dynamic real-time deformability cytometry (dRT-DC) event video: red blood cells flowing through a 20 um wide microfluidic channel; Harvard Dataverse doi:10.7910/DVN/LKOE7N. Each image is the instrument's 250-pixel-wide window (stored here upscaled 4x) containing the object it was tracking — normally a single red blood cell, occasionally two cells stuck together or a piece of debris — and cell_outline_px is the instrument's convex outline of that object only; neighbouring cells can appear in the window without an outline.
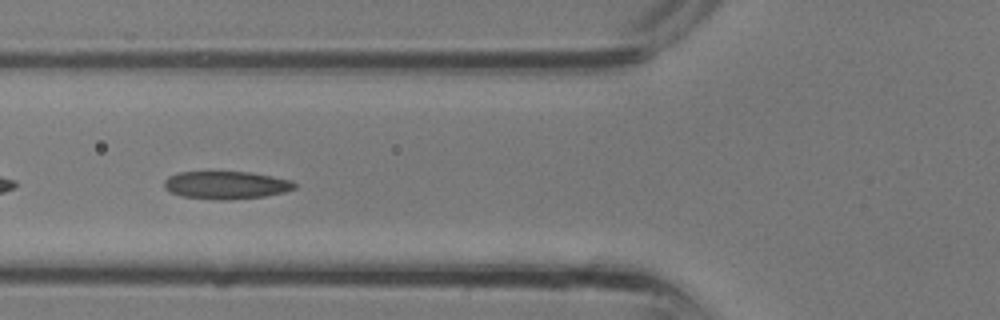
{"species": "common noctule bat (a hibernating species)", "species_latin": "Nyctalus noctula", "temperature_condition": "room temperature", "stored_images_in_passage": 32, "camera_frame_rate_fps": 3000, "um_per_image_px": 0.085, "animal": {"sex": "male", "body_mass_g": 13.3}, "frame": {"image": 1, "passage_image": 12, "time_ms": 3.667, "image_size_px": [1000, 320], "cell_outline_px": [[296, 188], [284, 192], [264, 196], [224, 200], [220, 200], [180, 196], [164, 188], [164, 180], [168, 176], [180, 172], [252, 172], [292, 180], [296, 184]], "centroid_in_image_um": [19.22, 15.73], "position_along_channel_um": 106.6, "area_um2": 21.1}}
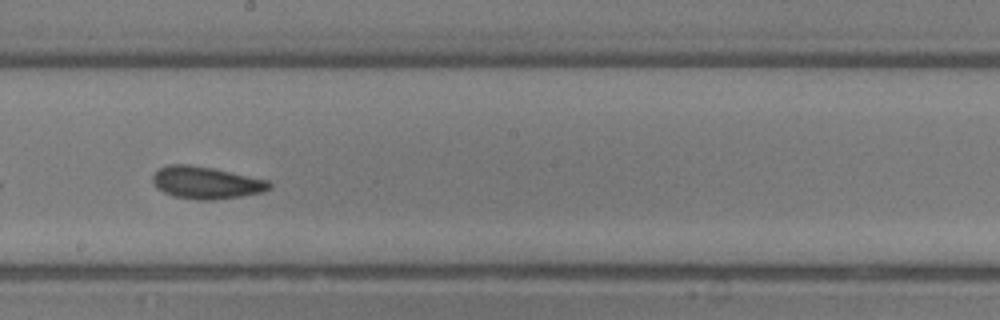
{"frame": {"image": 2, "passage_image": 18, "time_ms": 5.667, "image_size_px": [1000, 320], "cell_outline_px": [[272, 188], [264, 192], [216, 200], [196, 200], [172, 196], [156, 188], [152, 184], [152, 176], [160, 168], [168, 164], [188, 164], [212, 168], [268, 180], [272, 184]], "centroid_in_image_um": [17.51, 15.54], "position_along_channel_um": 230.7, "area_um2": 22.08}}
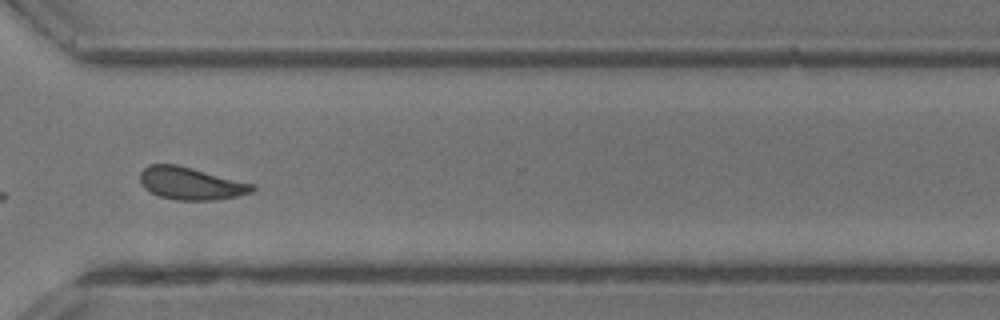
{"frame": {"image": 3, "passage_image": 24, "time_ms": 7.667, "image_size_px": [1000, 320], "cell_outline_px": [[256, 188], [252, 192], [236, 196], [216, 200], [176, 200], [160, 196], [144, 188], [140, 180], [140, 172], [148, 164], [176, 164], [256, 184]], "centroid_in_image_um": [16.24, 15.59], "position_along_channel_um": 354.4, "area_um2": 21.27}}